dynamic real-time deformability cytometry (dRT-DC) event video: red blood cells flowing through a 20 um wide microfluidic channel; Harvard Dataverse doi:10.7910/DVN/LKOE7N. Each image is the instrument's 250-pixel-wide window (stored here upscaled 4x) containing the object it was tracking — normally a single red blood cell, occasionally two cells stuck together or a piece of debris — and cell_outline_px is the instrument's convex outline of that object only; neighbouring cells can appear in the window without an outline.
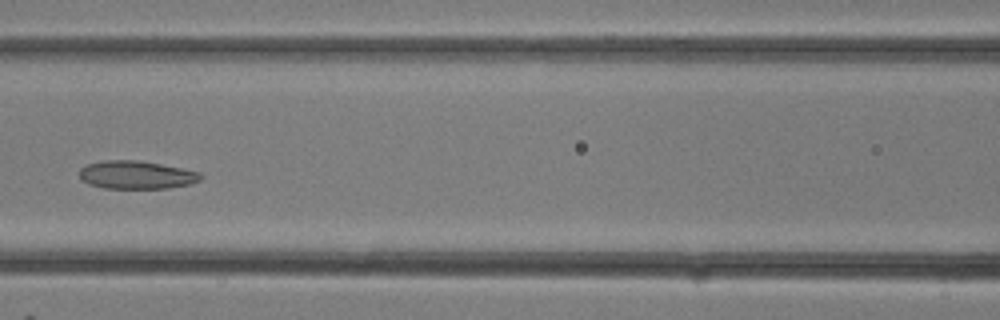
{"species": "common noctule bat (a hibernating species)", "species_latin": "Nyctalus noctula", "temperature_condition": "room temperature", "stored_images_in_passage": 19, "camera_frame_rate_fps": 3000, "um_per_image_px": 0.085, "animal": {"sex": "female"}, "frame": {"image": 1, "passage_image": 14, "time_ms": 4.333, "image_size_px": [1000, 320], "cell_outline_px": [[204, 176], [200, 180], [192, 184], [168, 188], [104, 188], [88, 184], [80, 180], [80, 168], [84, 164], [104, 160], [140, 160], [200, 172]], "centroid_in_image_um": [11.57, 14.86], "position_along_channel_um": 155.0, "area_um2": 20.06}}
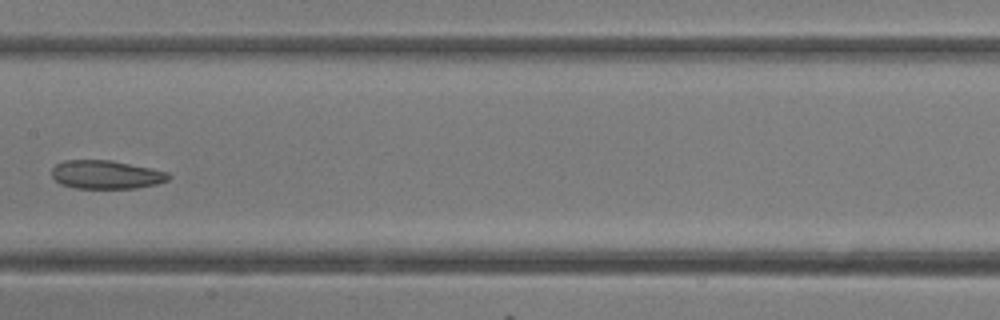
{"frame": {"image": 2, "passage_image": 16, "time_ms": 5.0, "image_size_px": [1000, 320], "cell_outline_px": [[172, 176], [168, 180], [156, 184], [136, 188], [76, 188], [60, 184], [52, 176], [52, 168], [56, 164], [64, 160], [112, 160], [168, 172]], "centroid_in_image_um": [9.02, 14.84], "position_along_channel_um": 198.4, "area_um2": 19.36}}
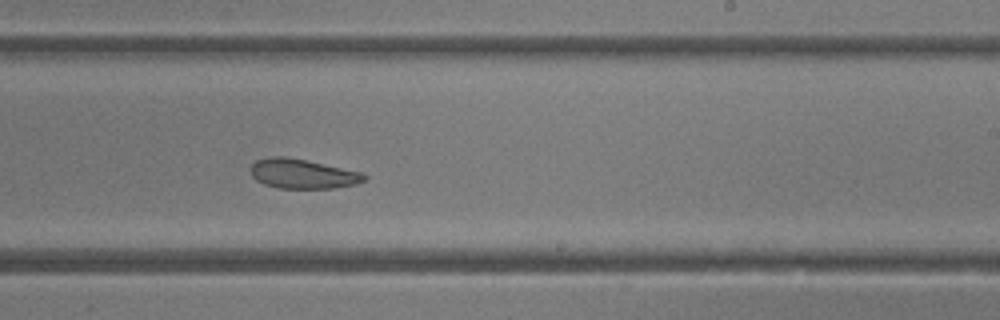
{"frame": {"image": 3, "passage_image": 19, "time_ms": 6.0, "image_size_px": [1000, 320], "cell_outline_px": [[368, 176], [364, 180], [356, 184], [336, 188], [276, 188], [264, 184], [256, 180], [252, 176], [252, 164], [256, 160], [272, 156], [284, 156], [304, 160], [360, 172]], "centroid_in_image_um": [25.7, 14.78], "position_along_channel_um": 263.3, "area_um2": 19.31}}